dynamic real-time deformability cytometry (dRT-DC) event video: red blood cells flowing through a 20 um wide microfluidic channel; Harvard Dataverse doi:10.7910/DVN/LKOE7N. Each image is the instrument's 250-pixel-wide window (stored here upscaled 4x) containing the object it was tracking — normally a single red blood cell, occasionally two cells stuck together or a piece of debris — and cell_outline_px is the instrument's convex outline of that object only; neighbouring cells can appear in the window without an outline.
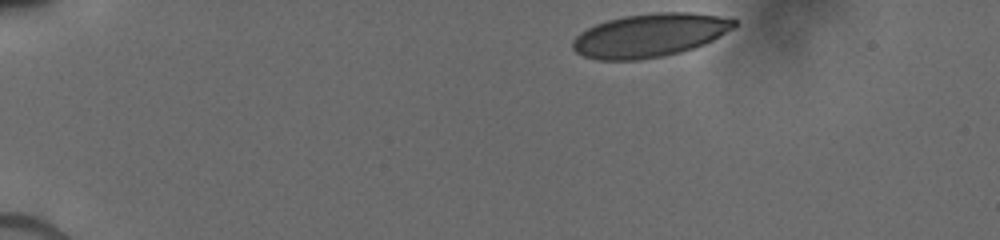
{"species": "human", "species_latin": "Homo sapiens", "temperature_condition": "cold", "stored_images_in_passage": 31, "camera_frame_rate_fps": 3000, "um_per_image_px": 0.085, "donor": {"sex": "male"}, "frame": {"image": 1, "passage_image": 1, "time_ms": 0.0, "image_size_px": [1000, 240], "cell_outline_px": [[736, 28], [704, 44], [680, 52], [664, 56], [636, 60], [596, 60], [584, 56], [576, 52], [572, 48], [572, 40], [580, 32], [596, 24], [608, 20], [624, 16], [656, 12], [692, 12], [716, 16], [736, 20]], "centroid_in_image_um": [55.22, 3.0], "position_along_channel_um": 29.8, "area_um2": 40.86}}
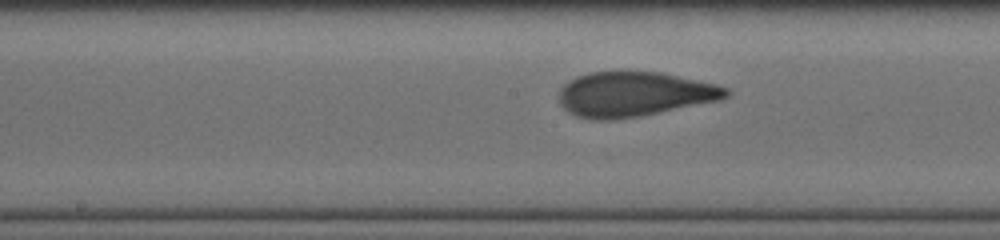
{"frame": {"image": 2, "passage_image": 18, "time_ms": 6.333, "image_size_px": [1000, 240], "cell_outline_px": [[732, 92], [728, 96], [720, 100], [640, 116], [608, 120], [592, 120], [576, 116], [568, 112], [560, 104], [560, 88], [568, 80], [576, 76], [588, 72], [616, 68], [620, 68], [660, 72], [716, 84], [728, 88]], "centroid_in_image_um": [53.87, 7.96], "position_along_channel_um": 194.3, "area_um2": 44.68}}
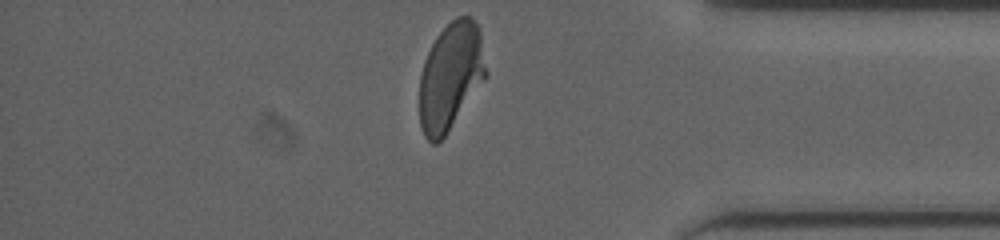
{"frame": {"image": 3, "passage_image": 31, "time_ms": 11.667, "image_size_px": [1000, 240], "cell_outline_px": [[488, 76], [444, 136], [436, 144], [432, 144], [424, 136], [420, 124], [420, 76], [424, 60], [436, 36], [456, 16], [472, 16], [480, 32], [488, 72]], "centroid_in_image_um": [38.32, 6.48], "position_along_channel_um": 396.9, "area_um2": 41.67}}